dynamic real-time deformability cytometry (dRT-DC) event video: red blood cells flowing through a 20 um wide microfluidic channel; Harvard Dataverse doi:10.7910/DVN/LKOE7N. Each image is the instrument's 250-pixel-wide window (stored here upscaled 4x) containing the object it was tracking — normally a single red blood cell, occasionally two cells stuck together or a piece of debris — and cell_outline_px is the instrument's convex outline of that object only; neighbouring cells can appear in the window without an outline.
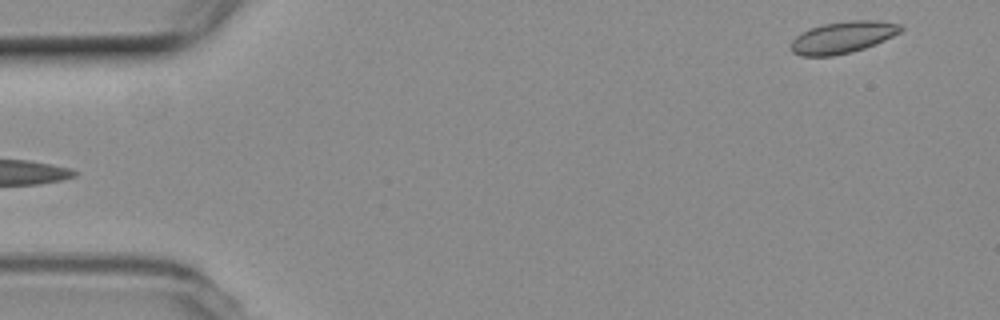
{"species": "common noctule bat (a hibernating species)", "species_latin": "Nyctalus noctula", "temperature_condition": "room temperature", "stored_images_in_passage": 53, "camera_frame_rate_fps": 3000, "um_per_image_px": 0.085, "animal": {"sex": "female", "body_mass_g": 19.3, "forearm_length_mm": 54.1}, "frame": {"image": 1, "passage_image": 1, "time_ms": 0.0, "image_size_px": [1000, 320], "cell_outline_px": [[904, 28], [900, 32], [884, 40], [864, 48], [852, 52], [832, 56], [800, 56], [792, 52], [792, 40], [800, 32], [808, 28], [824, 24], [852, 20], [880, 20], [900, 24]], "centroid_in_image_um": [71.62, 3.16], "position_along_channel_um": 13.4, "area_um2": 20.35}}
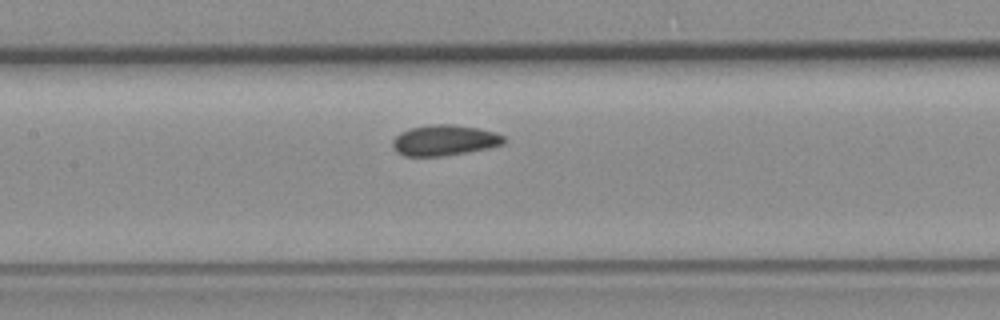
{"frame": {"image": 2, "passage_image": 23, "time_ms": 7.333, "image_size_px": [1000, 320], "cell_outline_px": [[504, 144], [488, 148], [444, 156], [404, 156], [396, 152], [392, 148], [392, 140], [396, 136], [412, 128], [432, 124], [452, 124], [476, 128], [496, 132], [504, 136]], "centroid_in_image_um": [37.77, 11.93], "position_along_channel_um": 169.6, "area_um2": 19.77}}
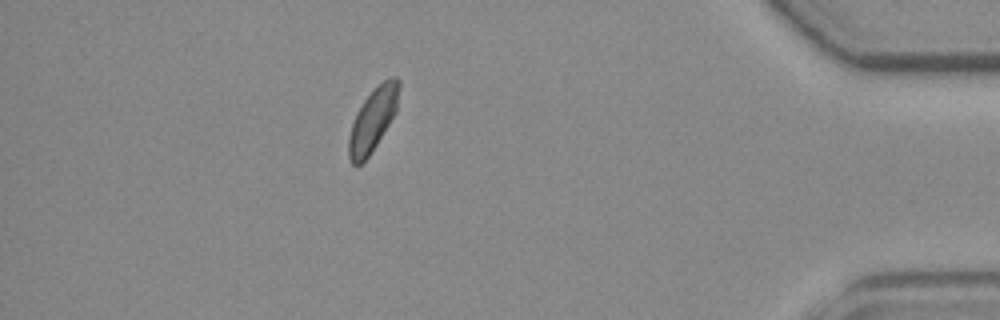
{"frame": {"image": 3, "passage_image": 46, "time_ms": 15.0, "image_size_px": [1000, 320], "cell_outline_px": [[400, 88], [396, 112], [376, 144], [368, 156], [360, 164], [352, 164], [348, 156], [348, 136], [356, 112], [364, 100], [376, 84], [388, 76], [396, 76], [400, 80]], "centroid_in_image_um": [31.7, 10.09], "position_along_channel_um": 403.5, "area_um2": 18.55}, "authors_computed_cell_mechanics": {"area_um2": 19.2474, "velocity_mm_per_s": 3.7048, "shape_relaxation_time_tau1_ms": 6.1502, "shape_relaxation_time_tau2_ms": 2.5583, "deformation_change_tau1": 0.0791, "deformation_change_tau2": 0.0533}}